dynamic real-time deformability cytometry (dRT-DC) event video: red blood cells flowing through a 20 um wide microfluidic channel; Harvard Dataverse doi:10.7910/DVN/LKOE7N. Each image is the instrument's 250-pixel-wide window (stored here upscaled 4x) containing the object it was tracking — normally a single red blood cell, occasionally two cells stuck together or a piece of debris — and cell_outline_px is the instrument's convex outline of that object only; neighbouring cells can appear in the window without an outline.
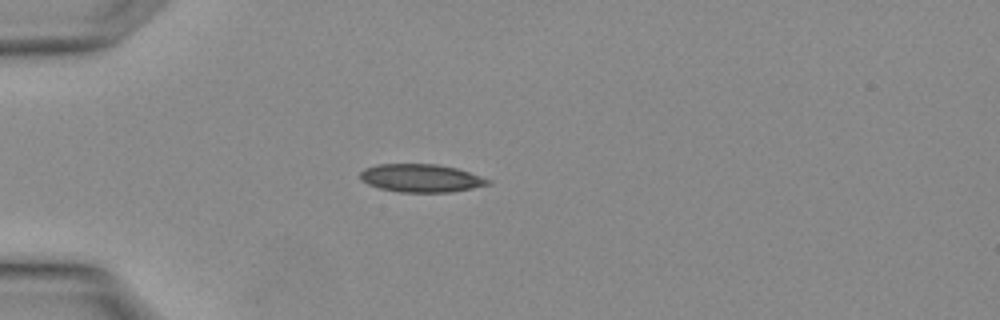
{"species": "Egyptian fruit bat (a non-hibernating species)", "species_latin": "Rousettus aegyptiacus", "temperature_condition": "warm", "stored_images_in_passage": 1, "camera_frame_rate_fps": 3000, "um_per_image_px": 0.085, "animal": {"sex": "female"}, "frame": {"image": 1, "passage_image": 1, "time_ms": 0.0, "image_size_px": [1000, 320], "cell_outline_px": [[492, 184], [452, 192], [400, 192], [380, 188], [368, 184], [360, 180], [360, 172], [364, 168], [376, 164], [436, 164], [456, 168], [492, 180]], "centroid_in_image_um": [35.78, 15.14], "position_along_channel_um": 49.2, "area_um2": 20.92}}